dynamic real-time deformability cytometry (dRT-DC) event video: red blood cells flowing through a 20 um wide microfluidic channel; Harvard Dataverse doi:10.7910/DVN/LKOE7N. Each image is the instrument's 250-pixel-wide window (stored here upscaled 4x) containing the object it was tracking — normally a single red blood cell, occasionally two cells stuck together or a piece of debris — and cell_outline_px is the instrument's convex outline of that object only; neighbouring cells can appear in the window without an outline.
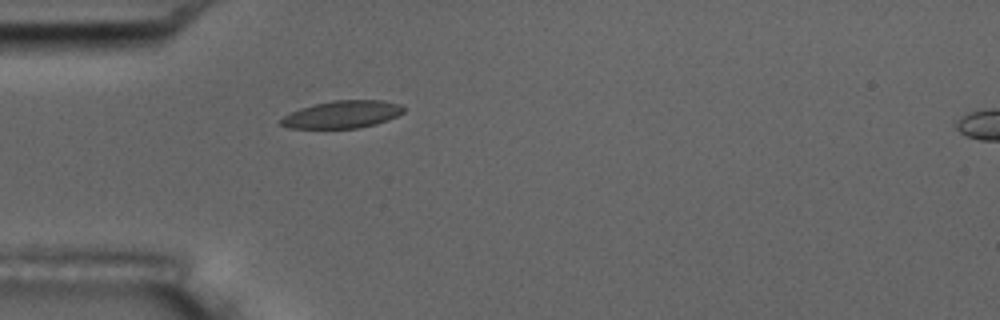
{"species": "common noctule bat (a hibernating species)", "species_latin": "Nyctalus noctula", "temperature_condition": "room temperature", "stored_images_in_passage": 2, "camera_frame_rate_fps": 3000, "um_per_image_px": 0.085, "animal": {"sex": "male", "body_mass_g": 17.5, "forearm_length_mm": 52.3}, "frame": {"image": 1, "passage_image": 1, "time_ms": 0.0, "image_size_px": [1000, 320], "cell_outline_px": [[404, 112], [388, 120], [376, 124], [356, 128], [288, 128], [280, 124], [280, 120], [284, 116], [300, 108], [332, 100], [380, 100], [400, 104], [404, 108]], "centroid_in_image_um": [29.1, 9.72], "position_along_channel_um": 55.9, "area_um2": 19.48}}